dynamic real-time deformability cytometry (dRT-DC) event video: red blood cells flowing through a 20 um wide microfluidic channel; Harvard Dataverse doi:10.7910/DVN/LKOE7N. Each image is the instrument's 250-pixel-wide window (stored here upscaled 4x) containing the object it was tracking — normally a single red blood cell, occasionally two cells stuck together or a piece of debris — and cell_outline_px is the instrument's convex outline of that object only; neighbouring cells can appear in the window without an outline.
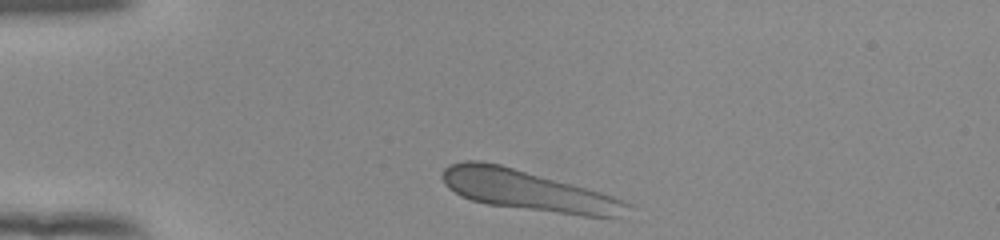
{"species": "human", "species_latin": "Homo sapiens", "temperature_condition": "room temperature", "stored_images_in_passage": 34, "camera_frame_rate_fps": 3000, "um_per_image_px": 0.085, "donor": {"sex": "female"}, "frame": {"image": 1, "passage_image": 1, "time_ms": 0.0, "image_size_px": [1000, 240], "cell_outline_px": [[632, 204], [616, 216], [584, 216], [488, 204], [472, 200], [460, 196], [448, 188], [444, 184], [440, 176], [444, 168], [448, 164], [464, 160], [480, 160], [500, 164], [600, 192], [612, 196]], "centroid_in_image_um": [44.72, 16.16], "position_along_channel_um": 40.3, "area_um2": 42.89}}
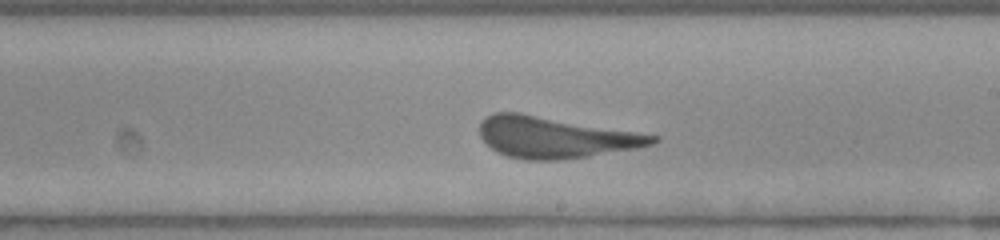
{"frame": {"image": 2, "passage_image": 20, "time_ms": 6.333, "image_size_px": [1000, 240], "cell_outline_px": [[660, 140], [652, 144], [640, 148], [588, 156], [560, 160], [524, 160], [508, 156], [496, 152], [480, 136], [480, 120], [484, 116], [492, 112], [520, 112], [660, 136]], "centroid_in_image_um": [47.17, 11.67], "position_along_channel_um": 241.8, "area_um2": 41.73}}
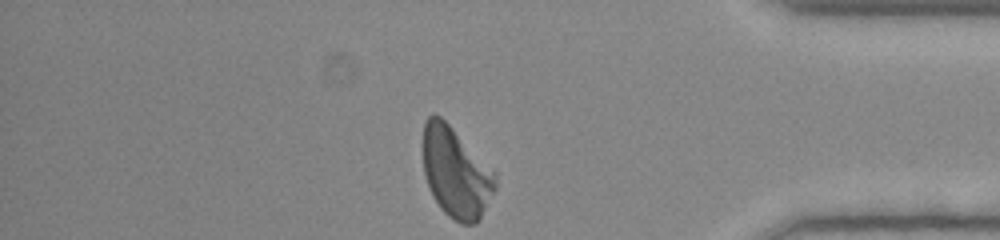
{"frame": {"image": 3, "passage_image": 34, "time_ms": 11.0, "image_size_px": [1000, 240], "cell_outline_px": [[496, 188], [476, 224], [460, 224], [448, 216], [440, 208], [432, 196], [424, 172], [424, 120], [432, 112], [440, 116], [496, 172]], "centroid_in_image_um": [38.75, 14.68], "position_along_channel_um": 396.4, "area_um2": 37.74}, "authors_computed_cell_mechanics": {"area_um2": 42.772, "velocity_mm_per_s": 3.8134, "shape_relaxation_time_tau1_ms": 3.8213, "shape_relaxation_time_tau2_ms": null, "deformation_change_tau1": 0.122, "deformation_change_tau2": null}}